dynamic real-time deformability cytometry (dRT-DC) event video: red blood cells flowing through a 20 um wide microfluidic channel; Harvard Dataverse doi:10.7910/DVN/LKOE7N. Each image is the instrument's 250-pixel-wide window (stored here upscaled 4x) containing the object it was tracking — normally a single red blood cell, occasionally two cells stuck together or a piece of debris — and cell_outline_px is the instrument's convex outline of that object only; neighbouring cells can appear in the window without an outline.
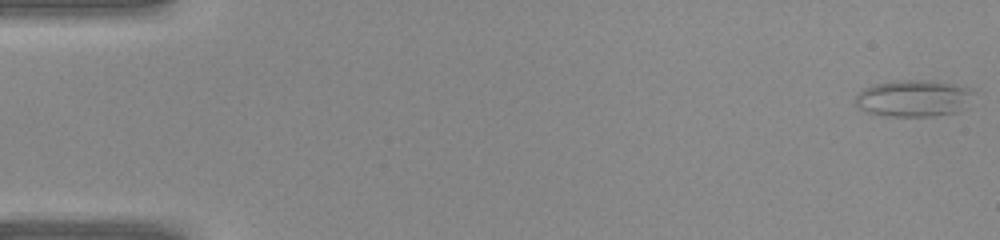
{"species": "common noctule bat (a hibernating species)", "species_latin": "Nyctalus noctula", "temperature_condition": "warm", "stored_images_in_passage": 41, "camera_frame_rate_fps": 3000, "um_per_image_px": 0.085, "animal": {"sex": "female", "body_mass_g": 22.0, "forearm_length_mm": 56.7}, "frame": {"image": 1, "passage_image": 1, "time_ms": 0.0, "image_size_px": [1000, 240], "cell_outline_px": [[976, 92], [956, 112], [932, 116], [888, 116], [868, 112], [856, 108], [856, 96], [864, 88], [872, 84], [900, 80], [916, 80], [952, 84], [968, 88]], "centroid_in_image_um": [77.58, 8.36], "position_along_channel_um": 7.4, "area_um2": 24.8}}
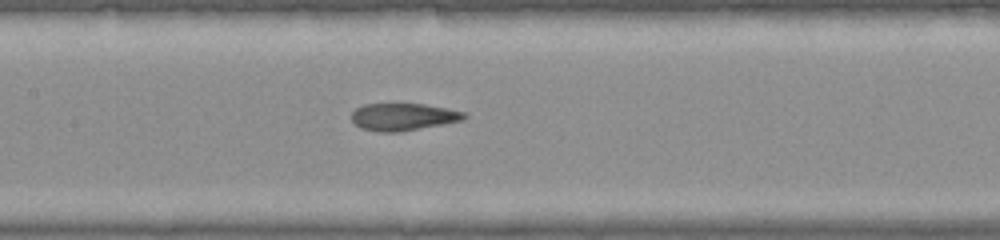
{"frame": {"image": 2, "passage_image": 20, "time_ms": 6.333, "image_size_px": [1000, 240], "cell_outline_px": [[468, 116], [464, 120], [444, 124], [400, 132], [380, 132], [360, 128], [352, 120], [352, 112], [356, 108], [364, 104], [424, 104], [464, 112]], "centroid_in_image_um": [34.27, 9.94], "position_along_channel_um": 173.1, "area_um2": 17.86}}
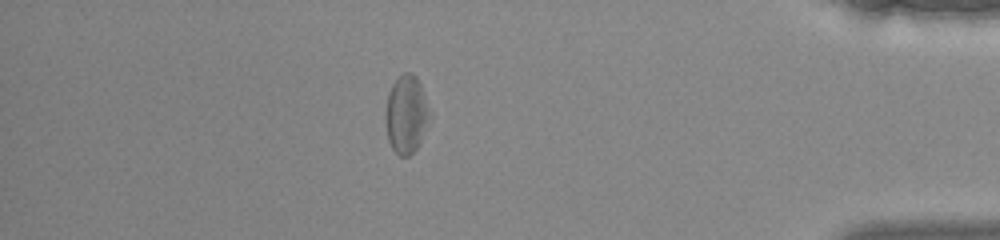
{"frame": {"image": 3, "passage_image": 36, "time_ms": 11.667, "image_size_px": [1000, 240], "cell_outline_px": [[432, 116], [416, 148], [408, 156], [400, 156], [392, 148], [388, 140], [384, 120], [384, 112], [388, 92], [392, 84], [404, 72], [412, 72], [416, 76], [420, 84]], "centroid_in_image_um": [34.51, 9.7], "position_along_channel_um": 400.7, "area_um2": 20.23}}